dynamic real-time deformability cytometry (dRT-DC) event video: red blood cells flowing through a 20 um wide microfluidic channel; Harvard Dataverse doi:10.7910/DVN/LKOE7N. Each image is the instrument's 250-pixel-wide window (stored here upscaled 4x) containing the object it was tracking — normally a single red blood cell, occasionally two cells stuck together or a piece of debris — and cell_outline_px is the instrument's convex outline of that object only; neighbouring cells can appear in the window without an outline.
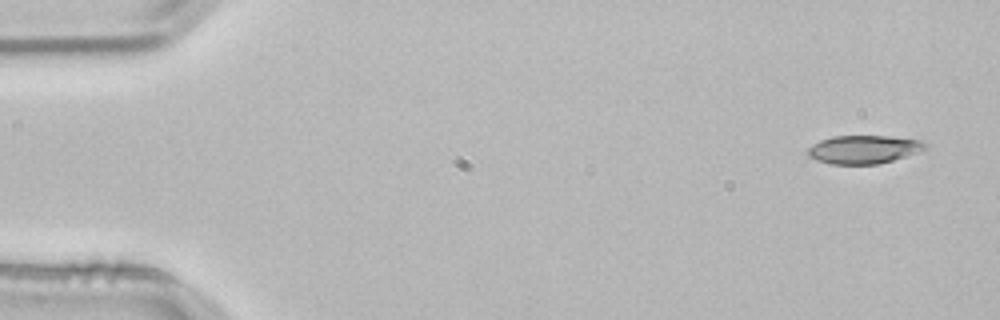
{"species": "common noctule bat (a hibernating species)", "species_latin": "Nyctalus noctula", "temperature_condition": "room temperature", "stored_images_in_passage": 4, "camera_frame_rate_fps": 3000, "um_per_image_px": 0.085, "animal": {"sex": "male", "body_mass_g": 21.5, "forearm_length_mm": 52.0}, "frame": {"image": 1, "passage_image": 1, "time_ms": 0.0, "image_size_px": [1000, 320], "cell_outline_px": [[928, 148], [920, 152], [880, 164], [832, 164], [816, 160], [808, 156], [808, 148], [812, 144], [820, 140], [832, 136], [888, 136], [924, 140], [928, 144]], "centroid_in_image_um": [73.47, 12.7], "position_along_channel_um": 11.5, "area_um2": 19.65}}
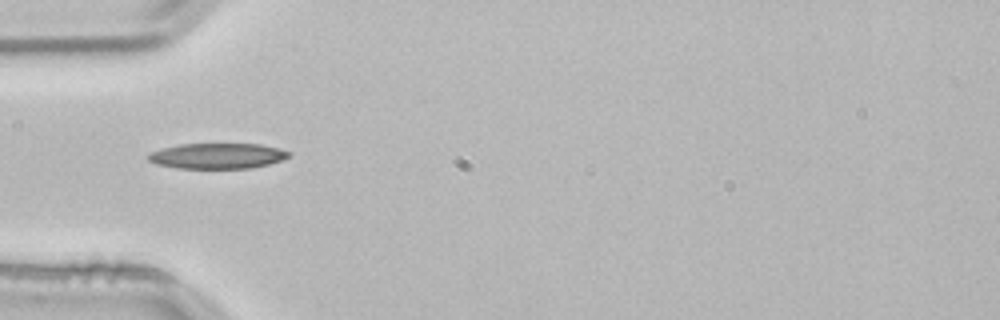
{"frame": {"image": 2, "passage_image": 4, "time_ms": 1.0, "image_size_px": [1000, 320], "cell_outline_px": [[288, 156], [280, 160], [268, 164], [252, 168], [176, 168], [156, 164], [148, 160], [148, 156], [152, 152], [164, 148], [180, 144], [260, 144], [276, 148], [288, 152]], "centroid_in_image_um": [18.44, 13.26], "position_along_channel_um": 66.6, "area_um2": 20.52}}